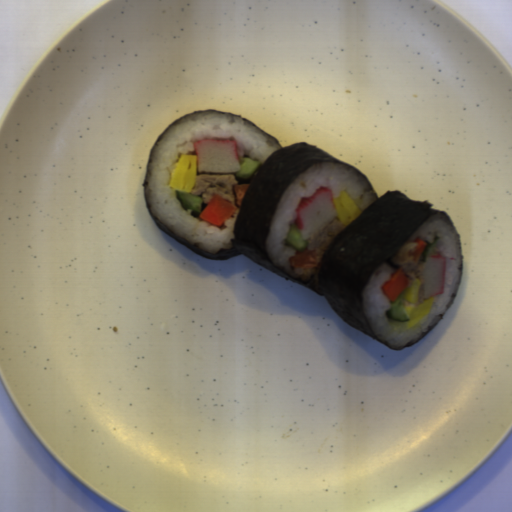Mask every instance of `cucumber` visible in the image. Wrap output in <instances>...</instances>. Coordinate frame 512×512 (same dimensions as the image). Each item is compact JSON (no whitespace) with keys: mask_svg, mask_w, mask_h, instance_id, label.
<instances>
[{"mask_svg":"<svg viewBox=\"0 0 512 512\" xmlns=\"http://www.w3.org/2000/svg\"><path fill=\"white\" fill-rule=\"evenodd\" d=\"M386 318L397 323H404L410 320L409 315L405 312L402 294H399L395 300H392L391 307L384 312Z\"/></svg>","mask_w":512,"mask_h":512,"instance_id":"888e309b","label":"cucumber"},{"mask_svg":"<svg viewBox=\"0 0 512 512\" xmlns=\"http://www.w3.org/2000/svg\"><path fill=\"white\" fill-rule=\"evenodd\" d=\"M239 171L233 173L235 181L239 184H247L252 181L260 167V162L252 158H244L238 162Z\"/></svg>","mask_w":512,"mask_h":512,"instance_id":"586b57bf","label":"cucumber"},{"mask_svg":"<svg viewBox=\"0 0 512 512\" xmlns=\"http://www.w3.org/2000/svg\"><path fill=\"white\" fill-rule=\"evenodd\" d=\"M439 240L440 238H436L431 244H429L427 246V248L424 250L422 256H423V259L424 261L426 260L427 257H430L432 256V253H433V249L434 247L439 243Z\"/></svg>","mask_w":512,"mask_h":512,"instance_id":"734fbe4a","label":"cucumber"},{"mask_svg":"<svg viewBox=\"0 0 512 512\" xmlns=\"http://www.w3.org/2000/svg\"><path fill=\"white\" fill-rule=\"evenodd\" d=\"M285 242L296 248L297 250H305L307 247V238L303 236L299 229L290 225Z\"/></svg>","mask_w":512,"mask_h":512,"instance_id":"2a18db57","label":"cucumber"},{"mask_svg":"<svg viewBox=\"0 0 512 512\" xmlns=\"http://www.w3.org/2000/svg\"><path fill=\"white\" fill-rule=\"evenodd\" d=\"M175 196L180 202L181 208L185 211L191 210L190 215L196 219L200 218V212L208 204L203 203V198L191 195V192H181L176 190Z\"/></svg>","mask_w":512,"mask_h":512,"instance_id":"8b760119","label":"cucumber"}]
</instances>
